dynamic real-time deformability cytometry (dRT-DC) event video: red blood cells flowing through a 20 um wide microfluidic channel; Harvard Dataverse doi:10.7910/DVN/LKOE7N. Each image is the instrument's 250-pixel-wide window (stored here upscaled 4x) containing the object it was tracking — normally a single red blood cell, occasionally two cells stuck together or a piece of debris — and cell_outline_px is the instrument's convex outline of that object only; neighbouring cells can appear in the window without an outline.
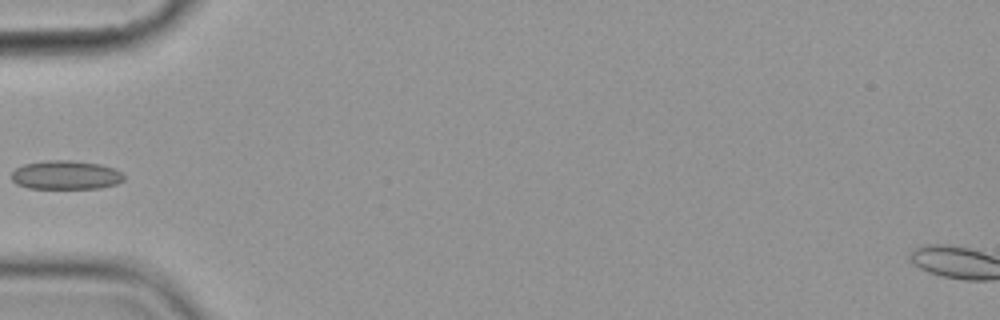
{"species": "common noctule bat (a hibernating species)", "species_latin": "Nyctalus noctula", "temperature_condition": "cold", "stored_images_in_passage": 2, "camera_frame_rate_fps": 3000, "um_per_image_px": 0.085, "animal": {"sex": "female", "body_mass_g": 19.9}, "frame": {"image": 1, "passage_image": 2, "time_ms": 1.0, "image_size_px": [1000, 320], "cell_outline_px": [[124, 180], [116, 184], [100, 188], [28, 188], [16, 184], [12, 180], [12, 172], [16, 168], [24, 164], [48, 160], [72, 160], [100, 164], [112, 168], [120, 172], [124, 176]], "centroid_in_image_um": [5.58, 14.87], "position_along_channel_um": 79.4, "area_um2": 18.84}}